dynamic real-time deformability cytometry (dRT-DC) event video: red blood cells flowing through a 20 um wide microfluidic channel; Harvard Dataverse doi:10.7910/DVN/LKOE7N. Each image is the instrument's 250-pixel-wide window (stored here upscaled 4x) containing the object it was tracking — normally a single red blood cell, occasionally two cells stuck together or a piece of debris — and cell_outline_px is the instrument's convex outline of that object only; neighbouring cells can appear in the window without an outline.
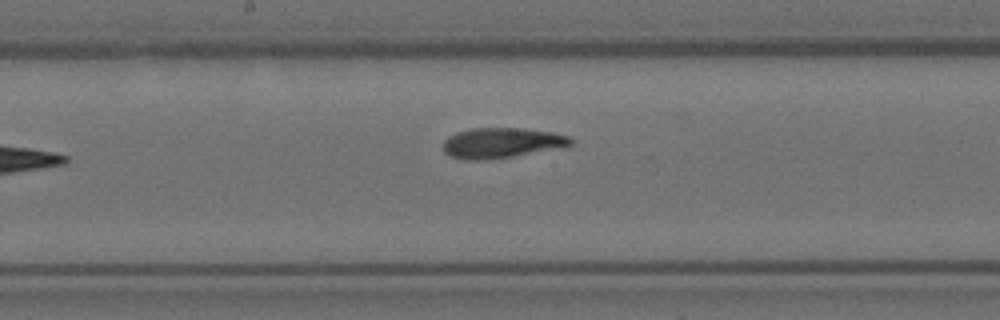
{"species": "Egyptian fruit bat (a non-hibernating species)", "species_latin": "Rousettus aegyptiacus", "temperature_condition": "room temperature", "stored_images_in_passage": 14, "camera_frame_rate_fps": 3000, "um_per_image_px": 0.085, "animal": {"sex": "female"}, "frame": {"image": 1, "passage_image": 8, "time_ms": 2.333, "image_size_px": [1000, 320], "cell_outline_px": [[572, 144], [564, 148], [512, 156], [480, 160], [464, 160], [452, 156], [444, 152], [444, 140], [448, 136], [456, 132], [472, 128], [520, 128], [552, 132], [568, 136], [572, 140]], "centroid_in_image_um": [42.65, 12.14], "position_along_channel_um": 205.6, "area_um2": 22.48}}